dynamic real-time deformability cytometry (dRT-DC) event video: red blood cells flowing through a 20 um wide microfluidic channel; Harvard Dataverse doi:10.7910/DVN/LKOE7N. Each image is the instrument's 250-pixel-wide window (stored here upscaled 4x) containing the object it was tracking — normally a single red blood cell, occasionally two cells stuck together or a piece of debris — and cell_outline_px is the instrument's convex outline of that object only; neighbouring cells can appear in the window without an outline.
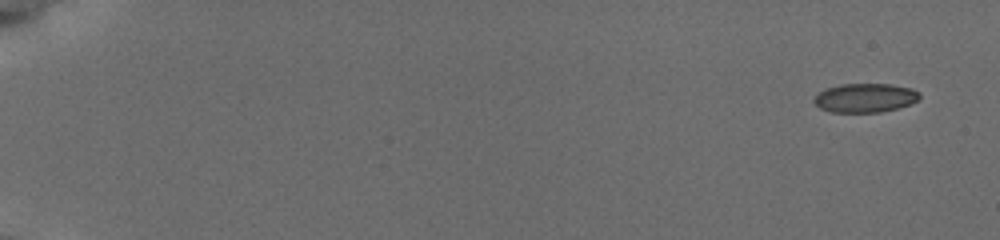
{"species": "common noctule bat (a hibernating species)", "species_latin": "Nyctalus noctula", "temperature_condition": "cold", "stored_images_in_passage": 15, "camera_frame_rate_fps": 3000, "um_per_image_px": 0.085, "animal": {"sex": "female", "body_mass_g": 19.5, "forearm_length_mm": 54.1}, "frame": {"image": 1, "passage_image": 1, "time_ms": 0.0, "image_size_px": [1000, 240], "cell_outline_px": [[920, 96], [912, 104], [880, 112], [832, 112], [820, 108], [812, 100], [820, 92], [828, 88], [840, 84], [892, 84], [912, 88], [920, 92]], "centroid_in_image_um": [73.56, 8.31], "position_along_channel_um": 11.4, "area_um2": 17.74}}
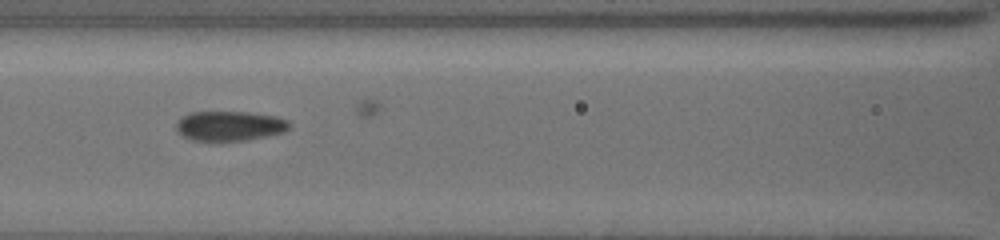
{"frame": {"image": 2, "passage_image": 11, "time_ms": 8.333, "image_size_px": [1000, 240], "cell_outline_px": [[288, 128], [284, 132], [244, 140], [192, 140], [184, 136], [176, 128], [176, 120], [180, 116], [188, 112], [248, 112], [276, 116], [288, 120]], "centroid_in_image_um": [19.47, 10.68], "position_along_channel_um": 147.1, "area_um2": 19.42}}
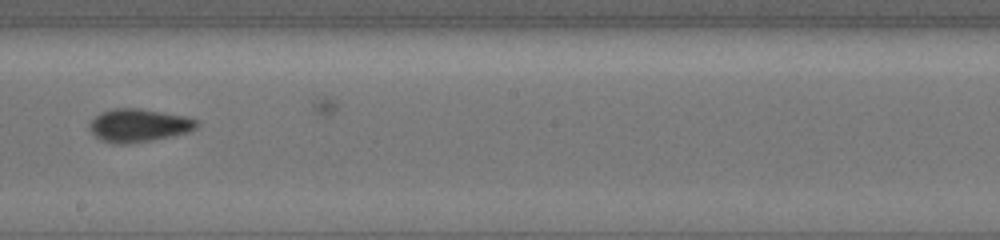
{"frame": {"image": 3, "passage_image": 14, "time_ms": 10.667, "image_size_px": [1000, 240], "cell_outline_px": [[200, 124], [196, 128], [188, 132], [172, 136], [132, 144], [116, 144], [100, 140], [88, 128], [88, 124], [100, 112], [112, 108], [140, 108], [184, 116], [196, 120]], "centroid_in_image_um": [11.77, 10.66], "position_along_channel_um": 236.4, "area_um2": 20.81}}